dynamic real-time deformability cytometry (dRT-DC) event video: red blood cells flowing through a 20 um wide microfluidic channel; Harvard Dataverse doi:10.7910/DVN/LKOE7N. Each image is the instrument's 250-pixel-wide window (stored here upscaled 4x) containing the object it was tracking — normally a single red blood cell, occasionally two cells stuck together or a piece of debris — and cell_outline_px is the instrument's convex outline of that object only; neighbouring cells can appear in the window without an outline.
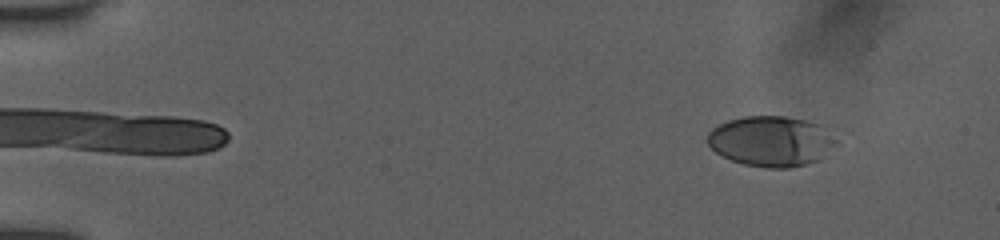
{"species": "human", "species_latin": "Homo sapiens", "temperature_condition": "room temperature", "stored_images_in_passage": 59, "camera_frame_rate_fps": 3000, "um_per_image_px": 0.085, "donor": {"sex": "female"}, "frame": {"image": 1, "passage_image": 5, "time_ms": 1.333, "image_size_px": [1000, 240], "cell_outline_px": [[820, 160], [788, 168], [768, 168], [744, 164], [732, 160], [716, 152], [708, 144], [708, 132], [712, 128], [728, 120], [744, 116], [784, 116], [804, 120], [820, 124]], "centroid_in_image_um": [65.23, 11.99], "position_along_channel_um": 19.8, "area_um2": 35.2}}
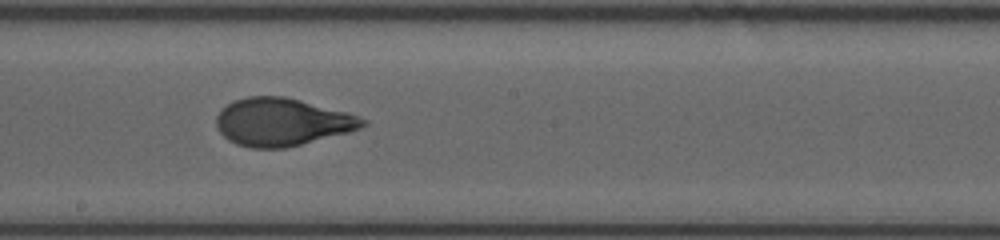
{"frame": {"image": 2, "passage_image": 33, "time_ms": 9.667, "image_size_px": [1000, 240], "cell_outline_px": [[368, 124], [360, 128], [348, 132], [284, 148], [252, 148], [236, 144], [228, 140], [216, 128], [216, 116], [228, 104], [236, 100], [248, 96], [284, 96], [348, 112], [368, 120]], "centroid_in_image_um": [23.97, 10.37], "position_along_channel_um": 224.2, "area_um2": 40.46}}
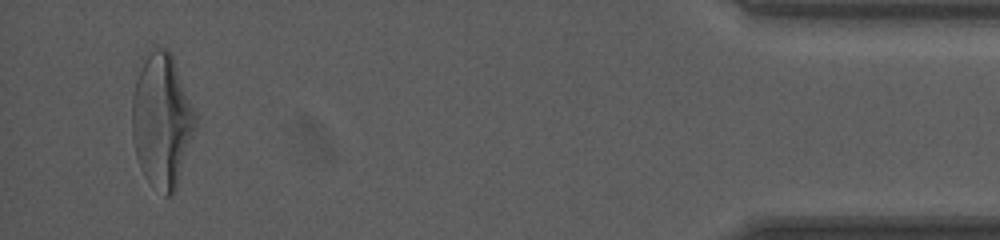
{"frame": {"image": 3, "passage_image": 56, "time_ms": 16.333, "image_size_px": [1000, 240], "cell_outline_px": [[196, 124], [176, 192], [168, 196], [164, 196], [144, 176], [136, 156], [132, 136], [132, 96], [140, 56], [148, 48], [168, 48], [172, 52], [196, 116]], "centroid_in_image_um": [13.72, 10.17], "position_along_channel_um": 421.5, "area_um2": 50.05}, "authors_computed_cell_mechanics": {"area_um2": 40.3444, "velocity_mm_per_s": 3.9697, "shape_relaxation_time_tau1_ms": 5.3393, "shape_relaxation_time_tau2_ms": null, "deformation_change_tau1": 0.211, "deformation_change_tau2": null}}